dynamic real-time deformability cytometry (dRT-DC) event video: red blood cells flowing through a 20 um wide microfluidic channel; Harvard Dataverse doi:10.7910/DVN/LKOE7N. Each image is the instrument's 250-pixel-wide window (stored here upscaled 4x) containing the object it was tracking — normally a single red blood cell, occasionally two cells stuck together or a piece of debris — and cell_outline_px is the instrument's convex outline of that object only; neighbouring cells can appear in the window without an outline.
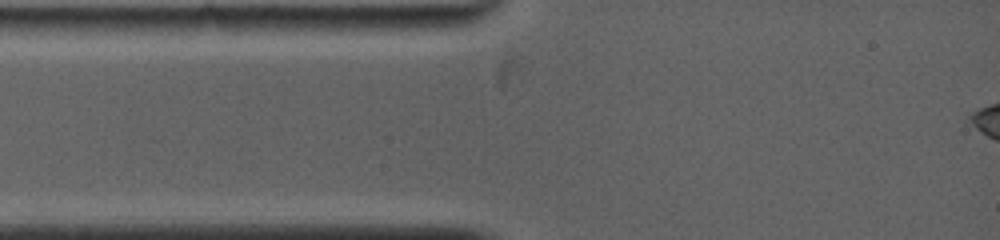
{"species": "common noctule bat (a hibernating species)", "species_latin": "Nyctalus noctula", "temperature_condition": "warm", "stored_images_in_passage": 2, "camera_frame_rate_fps": 5000, "um_per_image_px": 0.085, "animal": {"sex": "female", "body_mass_g": 19.0, "forearm_length_mm": 53.3}, "frame": {"image": 1, "passage_image": 1, "time_ms": 0.0, "image_size_px": [1000, 240], "cell_outline_px": [[468, 24], [400, 36], [352, 28], [356, 16], [452, 16], [464, 20]], "centroid_in_image_um": [34.46, 2.04], "position_along_channel_um": 50.5, "area_um2": 11.91}}